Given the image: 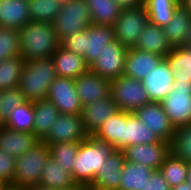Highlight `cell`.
I'll return each instance as SVG.
<instances>
[{
	"instance_id": "obj_13",
	"label": "cell",
	"mask_w": 191,
	"mask_h": 190,
	"mask_svg": "<svg viewBox=\"0 0 191 190\" xmlns=\"http://www.w3.org/2000/svg\"><path fill=\"white\" fill-rule=\"evenodd\" d=\"M122 152L125 161L140 163L154 170H159L165 158L171 153L170 143L163 140L159 143L127 146Z\"/></svg>"
},
{
	"instance_id": "obj_47",
	"label": "cell",
	"mask_w": 191,
	"mask_h": 190,
	"mask_svg": "<svg viewBox=\"0 0 191 190\" xmlns=\"http://www.w3.org/2000/svg\"><path fill=\"white\" fill-rule=\"evenodd\" d=\"M67 190H87V184H75L72 188Z\"/></svg>"
},
{
	"instance_id": "obj_49",
	"label": "cell",
	"mask_w": 191,
	"mask_h": 190,
	"mask_svg": "<svg viewBox=\"0 0 191 190\" xmlns=\"http://www.w3.org/2000/svg\"><path fill=\"white\" fill-rule=\"evenodd\" d=\"M186 182L191 186V163L188 164V173Z\"/></svg>"
},
{
	"instance_id": "obj_44",
	"label": "cell",
	"mask_w": 191,
	"mask_h": 190,
	"mask_svg": "<svg viewBox=\"0 0 191 190\" xmlns=\"http://www.w3.org/2000/svg\"><path fill=\"white\" fill-rule=\"evenodd\" d=\"M122 8L136 7L144 4V0H116Z\"/></svg>"
},
{
	"instance_id": "obj_40",
	"label": "cell",
	"mask_w": 191,
	"mask_h": 190,
	"mask_svg": "<svg viewBox=\"0 0 191 190\" xmlns=\"http://www.w3.org/2000/svg\"><path fill=\"white\" fill-rule=\"evenodd\" d=\"M25 102L26 99L18 87L0 91V124Z\"/></svg>"
},
{
	"instance_id": "obj_54",
	"label": "cell",
	"mask_w": 191,
	"mask_h": 190,
	"mask_svg": "<svg viewBox=\"0 0 191 190\" xmlns=\"http://www.w3.org/2000/svg\"><path fill=\"white\" fill-rule=\"evenodd\" d=\"M61 3H65L67 0H58Z\"/></svg>"
},
{
	"instance_id": "obj_46",
	"label": "cell",
	"mask_w": 191,
	"mask_h": 190,
	"mask_svg": "<svg viewBox=\"0 0 191 190\" xmlns=\"http://www.w3.org/2000/svg\"><path fill=\"white\" fill-rule=\"evenodd\" d=\"M23 190H53V189L45 188L39 185H33V186H28L26 188H23Z\"/></svg>"
},
{
	"instance_id": "obj_16",
	"label": "cell",
	"mask_w": 191,
	"mask_h": 190,
	"mask_svg": "<svg viewBox=\"0 0 191 190\" xmlns=\"http://www.w3.org/2000/svg\"><path fill=\"white\" fill-rule=\"evenodd\" d=\"M118 111V106L111 96L83 106L80 116L85 131L89 135H93L106 120Z\"/></svg>"
},
{
	"instance_id": "obj_34",
	"label": "cell",
	"mask_w": 191,
	"mask_h": 190,
	"mask_svg": "<svg viewBox=\"0 0 191 190\" xmlns=\"http://www.w3.org/2000/svg\"><path fill=\"white\" fill-rule=\"evenodd\" d=\"M159 171L172 188L186 182L188 163L170 153L160 166Z\"/></svg>"
},
{
	"instance_id": "obj_12",
	"label": "cell",
	"mask_w": 191,
	"mask_h": 190,
	"mask_svg": "<svg viewBox=\"0 0 191 190\" xmlns=\"http://www.w3.org/2000/svg\"><path fill=\"white\" fill-rule=\"evenodd\" d=\"M133 114L161 140L171 143L175 128L164 112L161 102L145 104L137 108Z\"/></svg>"
},
{
	"instance_id": "obj_31",
	"label": "cell",
	"mask_w": 191,
	"mask_h": 190,
	"mask_svg": "<svg viewBox=\"0 0 191 190\" xmlns=\"http://www.w3.org/2000/svg\"><path fill=\"white\" fill-rule=\"evenodd\" d=\"M174 75V81H191V46L173 47L164 57Z\"/></svg>"
},
{
	"instance_id": "obj_50",
	"label": "cell",
	"mask_w": 191,
	"mask_h": 190,
	"mask_svg": "<svg viewBox=\"0 0 191 190\" xmlns=\"http://www.w3.org/2000/svg\"><path fill=\"white\" fill-rule=\"evenodd\" d=\"M8 188H9V185L0 179V190H7Z\"/></svg>"
},
{
	"instance_id": "obj_9",
	"label": "cell",
	"mask_w": 191,
	"mask_h": 190,
	"mask_svg": "<svg viewBox=\"0 0 191 190\" xmlns=\"http://www.w3.org/2000/svg\"><path fill=\"white\" fill-rule=\"evenodd\" d=\"M127 50V47L114 39L105 45L89 70L109 80L123 76Z\"/></svg>"
},
{
	"instance_id": "obj_36",
	"label": "cell",
	"mask_w": 191,
	"mask_h": 190,
	"mask_svg": "<svg viewBox=\"0 0 191 190\" xmlns=\"http://www.w3.org/2000/svg\"><path fill=\"white\" fill-rule=\"evenodd\" d=\"M170 152L188 164L191 163V123L175 128Z\"/></svg>"
},
{
	"instance_id": "obj_43",
	"label": "cell",
	"mask_w": 191,
	"mask_h": 190,
	"mask_svg": "<svg viewBox=\"0 0 191 190\" xmlns=\"http://www.w3.org/2000/svg\"><path fill=\"white\" fill-rule=\"evenodd\" d=\"M142 190H171V187L166 182L159 170H154L151 178L144 185Z\"/></svg>"
},
{
	"instance_id": "obj_23",
	"label": "cell",
	"mask_w": 191,
	"mask_h": 190,
	"mask_svg": "<svg viewBox=\"0 0 191 190\" xmlns=\"http://www.w3.org/2000/svg\"><path fill=\"white\" fill-rule=\"evenodd\" d=\"M58 77L76 79L89 70L84 57L59 47L52 55Z\"/></svg>"
},
{
	"instance_id": "obj_51",
	"label": "cell",
	"mask_w": 191,
	"mask_h": 190,
	"mask_svg": "<svg viewBox=\"0 0 191 190\" xmlns=\"http://www.w3.org/2000/svg\"><path fill=\"white\" fill-rule=\"evenodd\" d=\"M182 3L191 11V0H183Z\"/></svg>"
},
{
	"instance_id": "obj_10",
	"label": "cell",
	"mask_w": 191,
	"mask_h": 190,
	"mask_svg": "<svg viewBox=\"0 0 191 190\" xmlns=\"http://www.w3.org/2000/svg\"><path fill=\"white\" fill-rule=\"evenodd\" d=\"M47 99L61 114L80 115L82 103L75 88V79L57 77L50 85Z\"/></svg>"
},
{
	"instance_id": "obj_19",
	"label": "cell",
	"mask_w": 191,
	"mask_h": 190,
	"mask_svg": "<svg viewBox=\"0 0 191 190\" xmlns=\"http://www.w3.org/2000/svg\"><path fill=\"white\" fill-rule=\"evenodd\" d=\"M39 141L33 133L12 130L0 124V149L10 156H22Z\"/></svg>"
},
{
	"instance_id": "obj_45",
	"label": "cell",
	"mask_w": 191,
	"mask_h": 190,
	"mask_svg": "<svg viewBox=\"0 0 191 190\" xmlns=\"http://www.w3.org/2000/svg\"><path fill=\"white\" fill-rule=\"evenodd\" d=\"M171 190H191V186L185 182L180 185L173 186Z\"/></svg>"
},
{
	"instance_id": "obj_7",
	"label": "cell",
	"mask_w": 191,
	"mask_h": 190,
	"mask_svg": "<svg viewBox=\"0 0 191 190\" xmlns=\"http://www.w3.org/2000/svg\"><path fill=\"white\" fill-rule=\"evenodd\" d=\"M161 104L174 128L191 123V81H174Z\"/></svg>"
},
{
	"instance_id": "obj_35",
	"label": "cell",
	"mask_w": 191,
	"mask_h": 190,
	"mask_svg": "<svg viewBox=\"0 0 191 190\" xmlns=\"http://www.w3.org/2000/svg\"><path fill=\"white\" fill-rule=\"evenodd\" d=\"M24 63L21 56L0 62V91L18 87Z\"/></svg>"
},
{
	"instance_id": "obj_5",
	"label": "cell",
	"mask_w": 191,
	"mask_h": 190,
	"mask_svg": "<svg viewBox=\"0 0 191 190\" xmlns=\"http://www.w3.org/2000/svg\"><path fill=\"white\" fill-rule=\"evenodd\" d=\"M52 24L60 42L75 32L87 29L92 21L85 0H67L62 3Z\"/></svg>"
},
{
	"instance_id": "obj_15",
	"label": "cell",
	"mask_w": 191,
	"mask_h": 190,
	"mask_svg": "<svg viewBox=\"0 0 191 190\" xmlns=\"http://www.w3.org/2000/svg\"><path fill=\"white\" fill-rule=\"evenodd\" d=\"M111 80L88 70L75 79V88L83 106L110 96Z\"/></svg>"
},
{
	"instance_id": "obj_48",
	"label": "cell",
	"mask_w": 191,
	"mask_h": 190,
	"mask_svg": "<svg viewBox=\"0 0 191 190\" xmlns=\"http://www.w3.org/2000/svg\"><path fill=\"white\" fill-rule=\"evenodd\" d=\"M184 45L191 46V26L187 32V36H186V39L184 41Z\"/></svg>"
},
{
	"instance_id": "obj_29",
	"label": "cell",
	"mask_w": 191,
	"mask_h": 190,
	"mask_svg": "<svg viewBox=\"0 0 191 190\" xmlns=\"http://www.w3.org/2000/svg\"><path fill=\"white\" fill-rule=\"evenodd\" d=\"M153 168L140 163L125 161L121 170L119 190H142L144 185L151 178Z\"/></svg>"
},
{
	"instance_id": "obj_20",
	"label": "cell",
	"mask_w": 191,
	"mask_h": 190,
	"mask_svg": "<svg viewBox=\"0 0 191 190\" xmlns=\"http://www.w3.org/2000/svg\"><path fill=\"white\" fill-rule=\"evenodd\" d=\"M30 21L29 0H0V27L20 30Z\"/></svg>"
},
{
	"instance_id": "obj_1",
	"label": "cell",
	"mask_w": 191,
	"mask_h": 190,
	"mask_svg": "<svg viewBox=\"0 0 191 190\" xmlns=\"http://www.w3.org/2000/svg\"><path fill=\"white\" fill-rule=\"evenodd\" d=\"M20 56L27 62L34 59L52 58L60 47L53 24L30 21L19 30Z\"/></svg>"
},
{
	"instance_id": "obj_21",
	"label": "cell",
	"mask_w": 191,
	"mask_h": 190,
	"mask_svg": "<svg viewBox=\"0 0 191 190\" xmlns=\"http://www.w3.org/2000/svg\"><path fill=\"white\" fill-rule=\"evenodd\" d=\"M115 39L113 26L91 24L86 29V64L90 67L109 42Z\"/></svg>"
},
{
	"instance_id": "obj_22",
	"label": "cell",
	"mask_w": 191,
	"mask_h": 190,
	"mask_svg": "<svg viewBox=\"0 0 191 190\" xmlns=\"http://www.w3.org/2000/svg\"><path fill=\"white\" fill-rule=\"evenodd\" d=\"M133 48L155 53L163 57L172 50L163 27H159L151 22H148L144 27Z\"/></svg>"
},
{
	"instance_id": "obj_18",
	"label": "cell",
	"mask_w": 191,
	"mask_h": 190,
	"mask_svg": "<svg viewBox=\"0 0 191 190\" xmlns=\"http://www.w3.org/2000/svg\"><path fill=\"white\" fill-rule=\"evenodd\" d=\"M124 163L122 150H113L90 185L104 190H119Z\"/></svg>"
},
{
	"instance_id": "obj_42",
	"label": "cell",
	"mask_w": 191,
	"mask_h": 190,
	"mask_svg": "<svg viewBox=\"0 0 191 190\" xmlns=\"http://www.w3.org/2000/svg\"><path fill=\"white\" fill-rule=\"evenodd\" d=\"M15 165L16 158L0 149V179L12 188H14Z\"/></svg>"
},
{
	"instance_id": "obj_52",
	"label": "cell",
	"mask_w": 191,
	"mask_h": 190,
	"mask_svg": "<svg viewBox=\"0 0 191 190\" xmlns=\"http://www.w3.org/2000/svg\"><path fill=\"white\" fill-rule=\"evenodd\" d=\"M87 190H104V189H100V188H96V187L91 186V185H87Z\"/></svg>"
},
{
	"instance_id": "obj_14",
	"label": "cell",
	"mask_w": 191,
	"mask_h": 190,
	"mask_svg": "<svg viewBox=\"0 0 191 190\" xmlns=\"http://www.w3.org/2000/svg\"><path fill=\"white\" fill-rule=\"evenodd\" d=\"M174 75L169 64L163 59L148 75L142 79V84L151 102H161L172 89Z\"/></svg>"
},
{
	"instance_id": "obj_39",
	"label": "cell",
	"mask_w": 191,
	"mask_h": 190,
	"mask_svg": "<svg viewBox=\"0 0 191 190\" xmlns=\"http://www.w3.org/2000/svg\"><path fill=\"white\" fill-rule=\"evenodd\" d=\"M20 56L19 30L0 27V62Z\"/></svg>"
},
{
	"instance_id": "obj_4",
	"label": "cell",
	"mask_w": 191,
	"mask_h": 190,
	"mask_svg": "<svg viewBox=\"0 0 191 190\" xmlns=\"http://www.w3.org/2000/svg\"><path fill=\"white\" fill-rule=\"evenodd\" d=\"M50 158L49 145L39 141L25 154L16 158L14 188L38 185L42 170Z\"/></svg>"
},
{
	"instance_id": "obj_11",
	"label": "cell",
	"mask_w": 191,
	"mask_h": 190,
	"mask_svg": "<svg viewBox=\"0 0 191 190\" xmlns=\"http://www.w3.org/2000/svg\"><path fill=\"white\" fill-rule=\"evenodd\" d=\"M88 136L80 115L60 113L42 141L47 145L60 142H81Z\"/></svg>"
},
{
	"instance_id": "obj_38",
	"label": "cell",
	"mask_w": 191,
	"mask_h": 190,
	"mask_svg": "<svg viewBox=\"0 0 191 190\" xmlns=\"http://www.w3.org/2000/svg\"><path fill=\"white\" fill-rule=\"evenodd\" d=\"M80 142H60L49 145L50 157L72 173Z\"/></svg>"
},
{
	"instance_id": "obj_33",
	"label": "cell",
	"mask_w": 191,
	"mask_h": 190,
	"mask_svg": "<svg viewBox=\"0 0 191 190\" xmlns=\"http://www.w3.org/2000/svg\"><path fill=\"white\" fill-rule=\"evenodd\" d=\"M1 125L16 131L33 133V103L26 101L21 106L14 109Z\"/></svg>"
},
{
	"instance_id": "obj_53",
	"label": "cell",
	"mask_w": 191,
	"mask_h": 190,
	"mask_svg": "<svg viewBox=\"0 0 191 190\" xmlns=\"http://www.w3.org/2000/svg\"><path fill=\"white\" fill-rule=\"evenodd\" d=\"M7 190H23V189L9 187Z\"/></svg>"
},
{
	"instance_id": "obj_32",
	"label": "cell",
	"mask_w": 191,
	"mask_h": 190,
	"mask_svg": "<svg viewBox=\"0 0 191 190\" xmlns=\"http://www.w3.org/2000/svg\"><path fill=\"white\" fill-rule=\"evenodd\" d=\"M180 0H144L149 22L164 27L172 19Z\"/></svg>"
},
{
	"instance_id": "obj_30",
	"label": "cell",
	"mask_w": 191,
	"mask_h": 190,
	"mask_svg": "<svg viewBox=\"0 0 191 190\" xmlns=\"http://www.w3.org/2000/svg\"><path fill=\"white\" fill-rule=\"evenodd\" d=\"M93 24L113 26L122 7L116 0H85Z\"/></svg>"
},
{
	"instance_id": "obj_24",
	"label": "cell",
	"mask_w": 191,
	"mask_h": 190,
	"mask_svg": "<svg viewBox=\"0 0 191 190\" xmlns=\"http://www.w3.org/2000/svg\"><path fill=\"white\" fill-rule=\"evenodd\" d=\"M162 140L148 127H146L136 115L125 111V125L123 131V149L136 144L159 143Z\"/></svg>"
},
{
	"instance_id": "obj_26",
	"label": "cell",
	"mask_w": 191,
	"mask_h": 190,
	"mask_svg": "<svg viewBox=\"0 0 191 190\" xmlns=\"http://www.w3.org/2000/svg\"><path fill=\"white\" fill-rule=\"evenodd\" d=\"M32 103L34 110L33 134L42 141L48 135L60 112L47 98Z\"/></svg>"
},
{
	"instance_id": "obj_28",
	"label": "cell",
	"mask_w": 191,
	"mask_h": 190,
	"mask_svg": "<svg viewBox=\"0 0 191 190\" xmlns=\"http://www.w3.org/2000/svg\"><path fill=\"white\" fill-rule=\"evenodd\" d=\"M75 184L71 173L56 163L51 157L47 160L38 183L39 186L53 190H67Z\"/></svg>"
},
{
	"instance_id": "obj_41",
	"label": "cell",
	"mask_w": 191,
	"mask_h": 190,
	"mask_svg": "<svg viewBox=\"0 0 191 190\" xmlns=\"http://www.w3.org/2000/svg\"><path fill=\"white\" fill-rule=\"evenodd\" d=\"M60 46L67 51L82 57L86 54V29L73 33L60 42Z\"/></svg>"
},
{
	"instance_id": "obj_37",
	"label": "cell",
	"mask_w": 191,
	"mask_h": 190,
	"mask_svg": "<svg viewBox=\"0 0 191 190\" xmlns=\"http://www.w3.org/2000/svg\"><path fill=\"white\" fill-rule=\"evenodd\" d=\"M62 3L58 0H29L30 18L33 22L53 23Z\"/></svg>"
},
{
	"instance_id": "obj_27",
	"label": "cell",
	"mask_w": 191,
	"mask_h": 190,
	"mask_svg": "<svg viewBox=\"0 0 191 190\" xmlns=\"http://www.w3.org/2000/svg\"><path fill=\"white\" fill-rule=\"evenodd\" d=\"M124 125L125 111L119 110L106 120L92 136L112 145L114 150H123Z\"/></svg>"
},
{
	"instance_id": "obj_17",
	"label": "cell",
	"mask_w": 191,
	"mask_h": 190,
	"mask_svg": "<svg viewBox=\"0 0 191 190\" xmlns=\"http://www.w3.org/2000/svg\"><path fill=\"white\" fill-rule=\"evenodd\" d=\"M163 59V56L155 53L128 48L123 75L142 81Z\"/></svg>"
},
{
	"instance_id": "obj_3",
	"label": "cell",
	"mask_w": 191,
	"mask_h": 190,
	"mask_svg": "<svg viewBox=\"0 0 191 190\" xmlns=\"http://www.w3.org/2000/svg\"><path fill=\"white\" fill-rule=\"evenodd\" d=\"M57 77L52 58L34 59L24 63L18 88L26 101L43 100Z\"/></svg>"
},
{
	"instance_id": "obj_6",
	"label": "cell",
	"mask_w": 191,
	"mask_h": 190,
	"mask_svg": "<svg viewBox=\"0 0 191 190\" xmlns=\"http://www.w3.org/2000/svg\"><path fill=\"white\" fill-rule=\"evenodd\" d=\"M110 96L119 110L131 113L151 102L142 81L124 75L111 80Z\"/></svg>"
},
{
	"instance_id": "obj_2",
	"label": "cell",
	"mask_w": 191,
	"mask_h": 190,
	"mask_svg": "<svg viewBox=\"0 0 191 190\" xmlns=\"http://www.w3.org/2000/svg\"><path fill=\"white\" fill-rule=\"evenodd\" d=\"M113 150L112 145L92 135L81 141L71 173L73 181L76 184L90 185Z\"/></svg>"
},
{
	"instance_id": "obj_8",
	"label": "cell",
	"mask_w": 191,
	"mask_h": 190,
	"mask_svg": "<svg viewBox=\"0 0 191 190\" xmlns=\"http://www.w3.org/2000/svg\"><path fill=\"white\" fill-rule=\"evenodd\" d=\"M148 22L144 5L123 8L113 24L115 39L123 46L133 48Z\"/></svg>"
},
{
	"instance_id": "obj_25",
	"label": "cell",
	"mask_w": 191,
	"mask_h": 190,
	"mask_svg": "<svg viewBox=\"0 0 191 190\" xmlns=\"http://www.w3.org/2000/svg\"><path fill=\"white\" fill-rule=\"evenodd\" d=\"M190 26L191 11L181 3L169 23L163 27L165 36L172 48L184 45Z\"/></svg>"
}]
</instances>
